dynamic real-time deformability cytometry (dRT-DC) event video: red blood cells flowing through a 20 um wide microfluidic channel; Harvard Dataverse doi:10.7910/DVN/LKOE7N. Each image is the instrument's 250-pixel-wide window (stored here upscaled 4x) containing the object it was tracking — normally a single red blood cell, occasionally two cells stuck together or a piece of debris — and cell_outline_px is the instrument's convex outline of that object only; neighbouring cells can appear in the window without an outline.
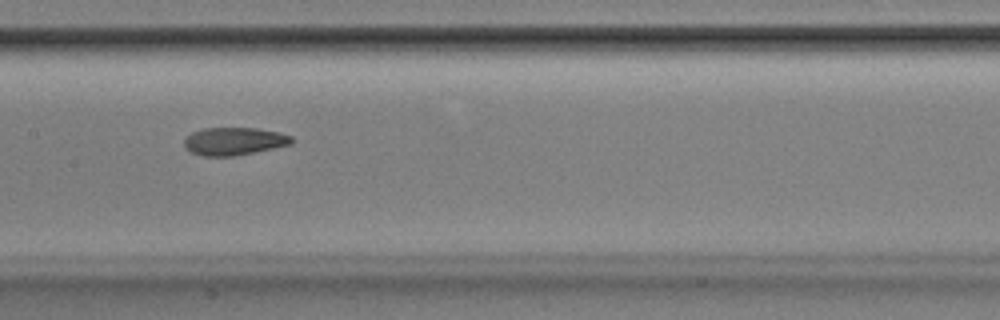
{"species": "Egyptian fruit bat (a non-hibernating species)", "species_latin": "Rousettus aegyptiacus", "temperature_condition": "room temperature", "stored_images_in_passage": 51, "camera_frame_rate_fps": 3000, "um_per_image_px": 0.085, "animal": {"sex": "male"}, "frame": {"image": 1, "passage_image": 26, "time_ms": 8.333, "image_size_px": [1000, 320], "cell_outline_px": [[296, 140], [292, 144], [236, 156], [204, 156], [192, 152], [184, 148], [184, 140], [192, 132], [204, 128], [256, 128], [276, 132], [292, 136]], "centroid_in_image_um": [19.91, 12.01], "position_along_channel_um": 187.5, "area_um2": 17.4}}
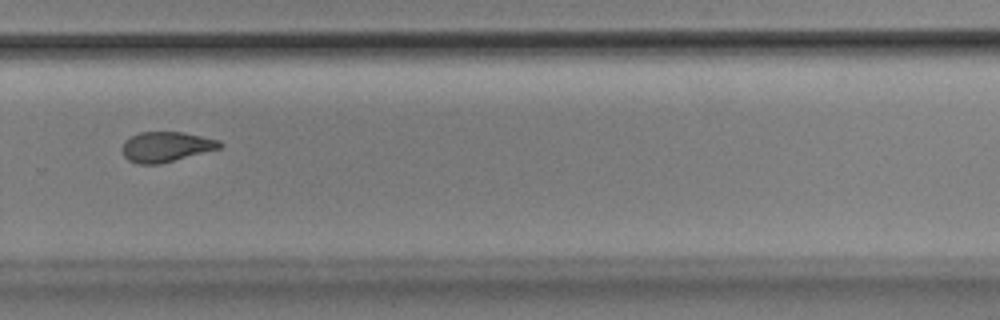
{"frame": {"image": 2, "passage_image": 36, "time_ms": 11.667, "image_size_px": [1000, 320], "cell_outline_px": [[224, 144], [220, 148], [160, 164], [136, 164], [128, 160], [124, 156], [120, 148], [124, 140], [140, 132], [180, 132], [220, 140]], "centroid_in_image_um": [14.07, 12.48], "position_along_channel_um": 315.7, "area_um2": 17.17}}
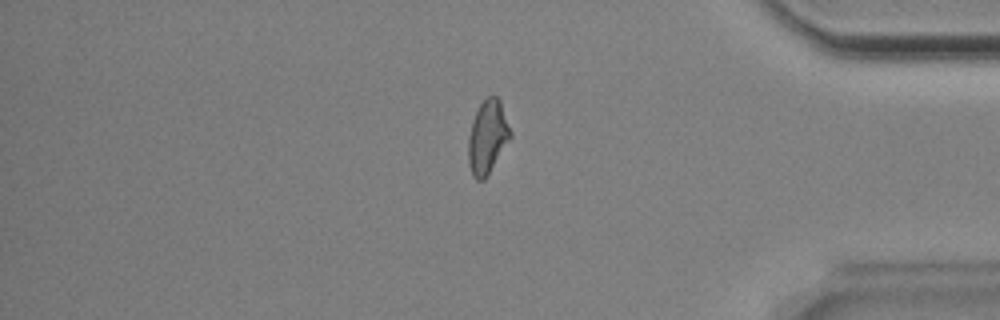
{"frame": {"image": 3, "passage_image": 44, "time_ms": 14.333, "image_size_px": [1000, 320], "cell_outline_px": [[512, 136], [484, 180], [476, 180], [472, 176], [468, 164], [468, 136], [472, 120], [480, 104], [488, 96], [496, 96], [500, 100], [512, 132]], "centroid_in_image_um": [41.43, 11.65], "position_along_channel_um": 393.8, "area_um2": 18.03}}